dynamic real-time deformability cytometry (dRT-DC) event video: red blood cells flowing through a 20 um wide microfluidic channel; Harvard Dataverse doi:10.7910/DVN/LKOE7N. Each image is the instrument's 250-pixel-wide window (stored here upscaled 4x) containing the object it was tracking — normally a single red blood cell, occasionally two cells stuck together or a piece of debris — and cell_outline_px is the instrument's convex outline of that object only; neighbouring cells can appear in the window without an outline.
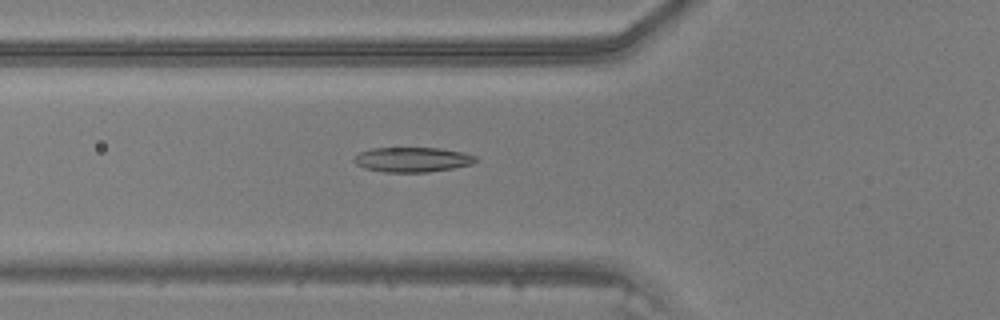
{"species": "common noctule bat (a hibernating species)", "species_latin": "Nyctalus noctula", "temperature_condition": "warm", "stored_images_in_passage": 47, "camera_frame_rate_fps": 3000, "um_per_image_px": 0.085, "animal": {"sex": "male", "body_mass_g": 20.5, "forearm_length_mm": 52.5}, "frame": {"image": 1, "passage_image": 17, "time_ms": 5.333, "image_size_px": [1000, 320], "cell_outline_px": [[476, 160], [472, 164], [452, 168], [428, 172], [384, 172], [364, 168], [356, 164], [352, 160], [360, 152], [372, 148], [440, 148], [460, 152], [476, 156]], "centroid_in_image_um": [35.02, 13.57], "position_along_channel_um": 90.8, "area_um2": 17.46}}
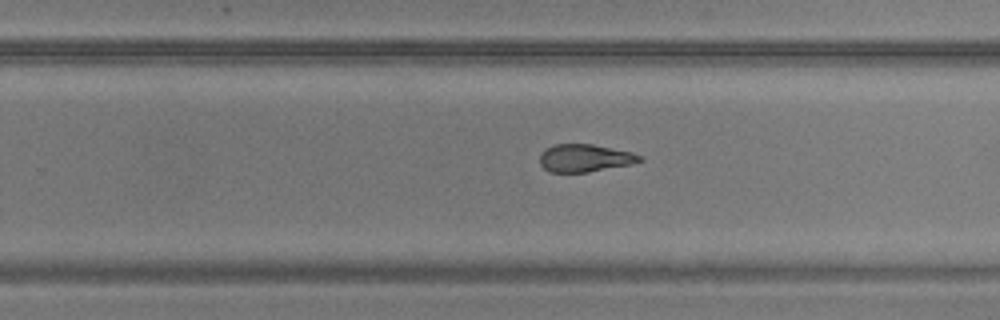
{"frame": {"image": 2, "passage_image": 30, "time_ms": 9.667, "image_size_px": [1000, 320], "cell_outline_px": [[644, 160], [628, 164], [588, 172], [548, 172], [540, 164], [540, 152], [556, 144], [592, 144], [632, 152], [644, 156]], "centroid_in_image_um": [49.71, 13.43], "position_along_channel_um": 280.1, "area_um2": 16.01}}
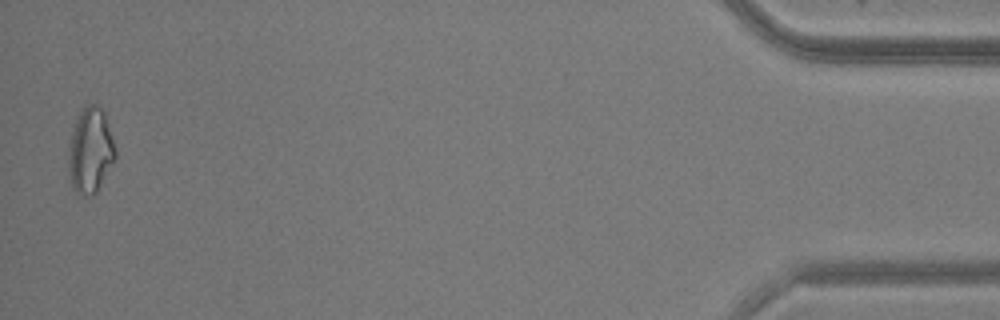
{"frame": {"image": 3, "passage_image": 46, "time_ms": 15.0, "image_size_px": [1000, 320], "cell_outline_px": [[116, 156], [96, 192], [92, 196], [84, 196], [76, 192], [72, 184], [68, 164], [68, 156], [72, 132], [76, 120], [80, 112], [88, 104], [96, 104], [104, 112], [116, 148]], "centroid_in_image_um": [7.69, 12.8], "position_along_channel_um": 427.5, "area_um2": 22.83}}